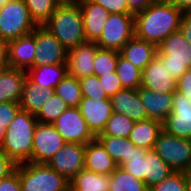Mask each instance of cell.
Segmentation results:
<instances>
[{
	"label": "cell",
	"instance_id": "obj_1",
	"mask_svg": "<svg viewBox=\"0 0 191 191\" xmlns=\"http://www.w3.org/2000/svg\"><path fill=\"white\" fill-rule=\"evenodd\" d=\"M183 14L167 0L152 1L134 14L135 36L158 46L169 35L179 31Z\"/></svg>",
	"mask_w": 191,
	"mask_h": 191
},
{
	"label": "cell",
	"instance_id": "obj_2",
	"mask_svg": "<svg viewBox=\"0 0 191 191\" xmlns=\"http://www.w3.org/2000/svg\"><path fill=\"white\" fill-rule=\"evenodd\" d=\"M38 121L20 110L6 129L0 149L16 164L32 162V142Z\"/></svg>",
	"mask_w": 191,
	"mask_h": 191
},
{
	"label": "cell",
	"instance_id": "obj_3",
	"mask_svg": "<svg viewBox=\"0 0 191 191\" xmlns=\"http://www.w3.org/2000/svg\"><path fill=\"white\" fill-rule=\"evenodd\" d=\"M43 26L60 41L67 51L86 42L83 17L78 2L58 5Z\"/></svg>",
	"mask_w": 191,
	"mask_h": 191
},
{
	"label": "cell",
	"instance_id": "obj_4",
	"mask_svg": "<svg viewBox=\"0 0 191 191\" xmlns=\"http://www.w3.org/2000/svg\"><path fill=\"white\" fill-rule=\"evenodd\" d=\"M15 170L22 191H66L69 187V180L47 163H22Z\"/></svg>",
	"mask_w": 191,
	"mask_h": 191
},
{
	"label": "cell",
	"instance_id": "obj_5",
	"mask_svg": "<svg viewBox=\"0 0 191 191\" xmlns=\"http://www.w3.org/2000/svg\"><path fill=\"white\" fill-rule=\"evenodd\" d=\"M37 26L24 0H12L0 8V41L7 43L28 35Z\"/></svg>",
	"mask_w": 191,
	"mask_h": 191
},
{
	"label": "cell",
	"instance_id": "obj_6",
	"mask_svg": "<svg viewBox=\"0 0 191 191\" xmlns=\"http://www.w3.org/2000/svg\"><path fill=\"white\" fill-rule=\"evenodd\" d=\"M157 55L176 81L191 69V44L180 31L172 33L157 46Z\"/></svg>",
	"mask_w": 191,
	"mask_h": 191
},
{
	"label": "cell",
	"instance_id": "obj_7",
	"mask_svg": "<svg viewBox=\"0 0 191 191\" xmlns=\"http://www.w3.org/2000/svg\"><path fill=\"white\" fill-rule=\"evenodd\" d=\"M153 150L174 172H187L191 160V140L167 134L162 130Z\"/></svg>",
	"mask_w": 191,
	"mask_h": 191
},
{
	"label": "cell",
	"instance_id": "obj_8",
	"mask_svg": "<svg viewBox=\"0 0 191 191\" xmlns=\"http://www.w3.org/2000/svg\"><path fill=\"white\" fill-rule=\"evenodd\" d=\"M135 36L133 13L110 14L101 36L95 42L99 48L120 51Z\"/></svg>",
	"mask_w": 191,
	"mask_h": 191
},
{
	"label": "cell",
	"instance_id": "obj_9",
	"mask_svg": "<svg viewBox=\"0 0 191 191\" xmlns=\"http://www.w3.org/2000/svg\"><path fill=\"white\" fill-rule=\"evenodd\" d=\"M35 45L33 67L67 64L68 51L46 27L35 28Z\"/></svg>",
	"mask_w": 191,
	"mask_h": 191
},
{
	"label": "cell",
	"instance_id": "obj_10",
	"mask_svg": "<svg viewBox=\"0 0 191 191\" xmlns=\"http://www.w3.org/2000/svg\"><path fill=\"white\" fill-rule=\"evenodd\" d=\"M52 124L66 142L86 145L96 138L88 129L79 107H68Z\"/></svg>",
	"mask_w": 191,
	"mask_h": 191
},
{
	"label": "cell",
	"instance_id": "obj_11",
	"mask_svg": "<svg viewBox=\"0 0 191 191\" xmlns=\"http://www.w3.org/2000/svg\"><path fill=\"white\" fill-rule=\"evenodd\" d=\"M172 105V112L162 122L163 130L167 134L191 140V100L175 90Z\"/></svg>",
	"mask_w": 191,
	"mask_h": 191
},
{
	"label": "cell",
	"instance_id": "obj_12",
	"mask_svg": "<svg viewBox=\"0 0 191 191\" xmlns=\"http://www.w3.org/2000/svg\"><path fill=\"white\" fill-rule=\"evenodd\" d=\"M65 143L53 124L38 122L32 142V162L47 163Z\"/></svg>",
	"mask_w": 191,
	"mask_h": 191
},
{
	"label": "cell",
	"instance_id": "obj_13",
	"mask_svg": "<svg viewBox=\"0 0 191 191\" xmlns=\"http://www.w3.org/2000/svg\"><path fill=\"white\" fill-rule=\"evenodd\" d=\"M84 158L85 145L66 142L47 164L70 181L84 169Z\"/></svg>",
	"mask_w": 191,
	"mask_h": 191
},
{
	"label": "cell",
	"instance_id": "obj_14",
	"mask_svg": "<svg viewBox=\"0 0 191 191\" xmlns=\"http://www.w3.org/2000/svg\"><path fill=\"white\" fill-rule=\"evenodd\" d=\"M98 48L95 42L86 41L70 49L67 55L68 75L76 79L94 75V58Z\"/></svg>",
	"mask_w": 191,
	"mask_h": 191
},
{
	"label": "cell",
	"instance_id": "obj_15",
	"mask_svg": "<svg viewBox=\"0 0 191 191\" xmlns=\"http://www.w3.org/2000/svg\"><path fill=\"white\" fill-rule=\"evenodd\" d=\"M78 107L87 123L88 129L95 137L102 133L107 121L113 113L109 98L97 100L83 97Z\"/></svg>",
	"mask_w": 191,
	"mask_h": 191
},
{
	"label": "cell",
	"instance_id": "obj_16",
	"mask_svg": "<svg viewBox=\"0 0 191 191\" xmlns=\"http://www.w3.org/2000/svg\"><path fill=\"white\" fill-rule=\"evenodd\" d=\"M35 48V30L28 35L7 42L9 67L24 71L32 68Z\"/></svg>",
	"mask_w": 191,
	"mask_h": 191
},
{
	"label": "cell",
	"instance_id": "obj_17",
	"mask_svg": "<svg viewBox=\"0 0 191 191\" xmlns=\"http://www.w3.org/2000/svg\"><path fill=\"white\" fill-rule=\"evenodd\" d=\"M141 86L164 93H173L176 90V80L169 75L165 64L157 54L142 71Z\"/></svg>",
	"mask_w": 191,
	"mask_h": 191
},
{
	"label": "cell",
	"instance_id": "obj_18",
	"mask_svg": "<svg viewBox=\"0 0 191 191\" xmlns=\"http://www.w3.org/2000/svg\"><path fill=\"white\" fill-rule=\"evenodd\" d=\"M86 41L96 42L102 34L110 13L100 4L90 0H78Z\"/></svg>",
	"mask_w": 191,
	"mask_h": 191
},
{
	"label": "cell",
	"instance_id": "obj_19",
	"mask_svg": "<svg viewBox=\"0 0 191 191\" xmlns=\"http://www.w3.org/2000/svg\"><path fill=\"white\" fill-rule=\"evenodd\" d=\"M112 111L123 114L134 122L148 119L137 89H122L110 98Z\"/></svg>",
	"mask_w": 191,
	"mask_h": 191
},
{
	"label": "cell",
	"instance_id": "obj_20",
	"mask_svg": "<svg viewBox=\"0 0 191 191\" xmlns=\"http://www.w3.org/2000/svg\"><path fill=\"white\" fill-rule=\"evenodd\" d=\"M137 90L148 118L163 122L172 112V93L156 92L142 86Z\"/></svg>",
	"mask_w": 191,
	"mask_h": 191
},
{
	"label": "cell",
	"instance_id": "obj_21",
	"mask_svg": "<svg viewBox=\"0 0 191 191\" xmlns=\"http://www.w3.org/2000/svg\"><path fill=\"white\" fill-rule=\"evenodd\" d=\"M117 164L95 138L85 145L84 168L97 174L110 175Z\"/></svg>",
	"mask_w": 191,
	"mask_h": 191
},
{
	"label": "cell",
	"instance_id": "obj_22",
	"mask_svg": "<svg viewBox=\"0 0 191 191\" xmlns=\"http://www.w3.org/2000/svg\"><path fill=\"white\" fill-rule=\"evenodd\" d=\"M119 54L143 71L156 56L157 46L134 36L123 46Z\"/></svg>",
	"mask_w": 191,
	"mask_h": 191
},
{
	"label": "cell",
	"instance_id": "obj_23",
	"mask_svg": "<svg viewBox=\"0 0 191 191\" xmlns=\"http://www.w3.org/2000/svg\"><path fill=\"white\" fill-rule=\"evenodd\" d=\"M26 78V71L21 69L8 67L0 71V103H19Z\"/></svg>",
	"mask_w": 191,
	"mask_h": 191
},
{
	"label": "cell",
	"instance_id": "obj_24",
	"mask_svg": "<svg viewBox=\"0 0 191 191\" xmlns=\"http://www.w3.org/2000/svg\"><path fill=\"white\" fill-rule=\"evenodd\" d=\"M163 130L162 122L156 119H146L134 123L128 140L136 147L146 150L154 148L159 133Z\"/></svg>",
	"mask_w": 191,
	"mask_h": 191
},
{
	"label": "cell",
	"instance_id": "obj_25",
	"mask_svg": "<svg viewBox=\"0 0 191 191\" xmlns=\"http://www.w3.org/2000/svg\"><path fill=\"white\" fill-rule=\"evenodd\" d=\"M27 78L34 84L53 89L68 74L67 64H53L32 67L26 71Z\"/></svg>",
	"mask_w": 191,
	"mask_h": 191
},
{
	"label": "cell",
	"instance_id": "obj_26",
	"mask_svg": "<svg viewBox=\"0 0 191 191\" xmlns=\"http://www.w3.org/2000/svg\"><path fill=\"white\" fill-rule=\"evenodd\" d=\"M53 92V89L34 84L26 78L23 85L21 100L19 102L21 110L36 115L45 102L51 98Z\"/></svg>",
	"mask_w": 191,
	"mask_h": 191
},
{
	"label": "cell",
	"instance_id": "obj_27",
	"mask_svg": "<svg viewBox=\"0 0 191 191\" xmlns=\"http://www.w3.org/2000/svg\"><path fill=\"white\" fill-rule=\"evenodd\" d=\"M174 171L153 150H147L143 159V181L148 188L161 183Z\"/></svg>",
	"mask_w": 191,
	"mask_h": 191
},
{
	"label": "cell",
	"instance_id": "obj_28",
	"mask_svg": "<svg viewBox=\"0 0 191 191\" xmlns=\"http://www.w3.org/2000/svg\"><path fill=\"white\" fill-rule=\"evenodd\" d=\"M96 139L102 144L117 166L121 167L129 161L132 150L136 147L128 138L97 135Z\"/></svg>",
	"mask_w": 191,
	"mask_h": 191
},
{
	"label": "cell",
	"instance_id": "obj_29",
	"mask_svg": "<svg viewBox=\"0 0 191 191\" xmlns=\"http://www.w3.org/2000/svg\"><path fill=\"white\" fill-rule=\"evenodd\" d=\"M110 175L97 174L87 169H82L69 186L75 191H109Z\"/></svg>",
	"mask_w": 191,
	"mask_h": 191
},
{
	"label": "cell",
	"instance_id": "obj_30",
	"mask_svg": "<svg viewBox=\"0 0 191 191\" xmlns=\"http://www.w3.org/2000/svg\"><path fill=\"white\" fill-rule=\"evenodd\" d=\"M109 191H148L143 180L129 174L123 167L117 166L110 174Z\"/></svg>",
	"mask_w": 191,
	"mask_h": 191
},
{
	"label": "cell",
	"instance_id": "obj_31",
	"mask_svg": "<svg viewBox=\"0 0 191 191\" xmlns=\"http://www.w3.org/2000/svg\"><path fill=\"white\" fill-rule=\"evenodd\" d=\"M69 107H78L83 96L79 79L66 75L53 90Z\"/></svg>",
	"mask_w": 191,
	"mask_h": 191
},
{
	"label": "cell",
	"instance_id": "obj_32",
	"mask_svg": "<svg viewBox=\"0 0 191 191\" xmlns=\"http://www.w3.org/2000/svg\"><path fill=\"white\" fill-rule=\"evenodd\" d=\"M116 73L125 89H138L142 85V70L124 59L120 54L118 56Z\"/></svg>",
	"mask_w": 191,
	"mask_h": 191
},
{
	"label": "cell",
	"instance_id": "obj_33",
	"mask_svg": "<svg viewBox=\"0 0 191 191\" xmlns=\"http://www.w3.org/2000/svg\"><path fill=\"white\" fill-rule=\"evenodd\" d=\"M24 3L38 26H43L58 7L55 0H24Z\"/></svg>",
	"mask_w": 191,
	"mask_h": 191
},
{
	"label": "cell",
	"instance_id": "obj_34",
	"mask_svg": "<svg viewBox=\"0 0 191 191\" xmlns=\"http://www.w3.org/2000/svg\"><path fill=\"white\" fill-rule=\"evenodd\" d=\"M69 106L55 92L35 115L40 123L52 124Z\"/></svg>",
	"mask_w": 191,
	"mask_h": 191
},
{
	"label": "cell",
	"instance_id": "obj_35",
	"mask_svg": "<svg viewBox=\"0 0 191 191\" xmlns=\"http://www.w3.org/2000/svg\"><path fill=\"white\" fill-rule=\"evenodd\" d=\"M134 123L129 117L113 112L104 130L99 135L128 138Z\"/></svg>",
	"mask_w": 191,
	"mask_h": 191
},
{
	"label": "cell",
	"instance_id": "obj_36",
	"mask_svg": "<svg viewBox=\"0 0 191 191\" xmlns=\"http://www.w3.org/2000/svg\"><path fill=\"white\" fill-rule=\"evenodd\" d=\"M119 51L98 48L94 58V75L99 77L116 72Z\"/></svg>",
	"mask_w": 191,
	"mask_h": 191
},
{
	"label": "cell",
	"instance_id": "obj_37",
	"mask_svg": "<svg viewBox=\"0 0 191 191\" xmlns=\"http://www.w3.org/2000/svg\"><path fill=\"white\" fill-rule=\"evenodd\" d=\"M148 191H187V173L174 172L161 183L148 188Z\"/></svg>",
	"mask_w": 191,
	"mask_h": 191
},
{
	"label": "cell",
	"instance_id": "obj_38",
	"mask_svg": "<svg viewBox=\"0 0 191 191\" xmlns=\"http://www.w3.org/2000/svg\"><path fill=\"white\" fill-rule=\"evenodd\" d=\"M83 97L93 98L97 100H105L109 97L105 90L102 89L99 79L95 75L82 77L79 79Z\"/></svg>",
	"mask_w": 191,
	"mask_h": 191
},
{
	"label": "cell",
	"instance_id": "obj_39",
	"mask_svg": "<svg viewBox=\"0 0 191 191\" xmlns=\"http://www.w3.org/2000/svg\"><path fill=\"white\" fill-rule=\"evenodd\" d=\"M146 149L135 147L129 157V161L122 167L131 175L139 180H143V159L146 154Z\"/></svg>",
	"mask_w": 191,
	"mask_h": 191
},
{
	"label": "cell",
	"instance_id": "obj_40",
	"mask_svg": "<svg viewBox=\"0 0 191 191\" xmlns=\"http://www.w3.org/2000/svg\"><path fill=\"white\" fill-rule=\"evenodd\" d=\"M98 79L102 89L105 90L109 98L118 91L124 89L116 72H110L109 74L99 76Z\"/></svg>",
	"mask_w": 191,
	"mask_h": 191
},
{
	"label": "cell",
	"instance_id": "obj_41",
	"mask_svg": "<svg viewBox=\"0 0 191 191\" xmlns=\"http://www.w3.org/2000/svg\"><path fill=\"white\" fill-rule=\"evenodd\" d=\"M21 110L20 103L2 102L0 103V126L8 128L17 113Z\"/></svg>",
	"mask_w": 191,
	"mask_h": 191
},
{
	"label": "cell",
	"instance_id": "obj_42",
	"mask_svg": "<svg viewBox=\"0 0 191 191\" xmlns=\"http://www.w3.org/2000/svg\"><path fill=\"white\" fill-rule=\"evenodd\" d=\"M102 5L110 14L132 13L128 0H90Z\"/></svg>",
	"mask_w": 191,
	"mask_h": 191
},
{
	"label": "cell",
	"instance_id": "obj_43",
	"mask_svg": "<svg viewBox=\"0 0 191 191\" xmlns=\"http://www.w3.org/2000/svg\"><path fill=\"white\" fill-rule=\"evenodd\" d=\"M0 191H22L19 174L16 170L0 180Z\"/></svg>",
	"mask_w": 191,
	"mask_h": 191
},
{
	"label": "cell",
	"instance_id": "obj_44",
	"mask_svg": "<svg viewBox=\"0 0 191 191\" xmlns=\"http://www.w3.org/2000/svg\"><path fill=\"white\" fill-rule=\"evenodd\" d=\"M176 90L191 100V69H188L177 81Z\"/></svg>",
	"mask_w": 191,
	"mask_h": 191
},
{
	"label": "cell",
	"instance_id": "obj_45",
	"mask_svg": "<svg viewBox=\"0 0 191 191\" xmlns=\"http://www.w3.org/2000/svg\"><path fill=\"white\" fill-rule=\"evenodd\" d=\"M16 164L0 149V180L16 169Z\"/></svg>",
	"mask_w": 191,
	"mask_h": 191
},
{
	"label": "cell",
	"instance_id": "obj_46",
	"mask_svg": "<svg viewBox=\"0 0 191 191\" xmlns=\"http://www.w3.org/2000/svg\"><path fill=\"white\" fill-rule=\"evenodd\" d=\"M179 31L191 44V12H185L181 19Z\"/></svg>",
	"mask_w": 191,
	"mask_h": 191
},
{
	"label": "cell",
	"instance_id": "obj_47",
	"mask_svg": "<svg viewBox=\"0 0 191 191\" xmlns=\"http://www.w3.org/2000/svg\"><path fill=\"white\" fill-rule=\"evenodd\" d=\"M153 0H128L130 11L135 14L142 11L146 6H148Z\"/></svg>",
	"mask_w": 191,
	"mask_h": 191
},
{
	"label": "cell",
	"instance_id": "obj_48",
	"mask_svg": "<svg viewBox=\"0 0 191 191\" xmlns=\"http://www.w3.org/2000/svg\"><path fill=\"white\" fill-rule=\"evenodd\" d=\"M7 43L0 41V71L8 68Z\"/></svg>",
	"mask_w": 191,
	"mask_h": 191
},
{
	"label": "cell",
	"instance_id": "obj_49",
	"mask_svg": "<svg viewBox=\"0 0 191 191\" xmlns=\"http://www.w3.org/2000/svg\"><path fill=\"white\" fill-rule=\"evenodd\" d=\"M183 13L191 12V0H167Z\"/></svg>",
	"mask_w": 191,
	"mask_h": 191
},
{
	"label": "cell",
	"instance_id": "obj_50",
	"mask_svg": "<svg viewBox=\"0 0 191 191\" xmlns=\"http://www.w3.org/2000/svg\"><path fill=\"white\" fill-rule=\"evenodd\" d=\"M5 133L6 129L4 126H0V146L2 145L4 139H5Z\"/></svg>",
	"mask_w": 191,
	"mask_h": 191
},
{
	"label": "cell",
	"instance_id": "obj_51",
	"mask_svg": "<svg viewBox=\"0 0 191 191\" xmlns=\"http://www.w3.org/2000/svg\"><path fill=\"white\" fill-rule=\"evenodd\" d=\"M58 5L76 3L78 0H55Z\"/></svg>",
	"mask_w": 191,
	"mask_h": 191
},
{
	"label": "cell",
	"instance_id": "obj_52",
	"mask_svg": "<svg viewBox=\"0 0 191 191\" xmlns=\"http://www.w3.org/2000/svg\"><path fill=\"white\" fill-rule=\"evenodd\" d=\"M187 191H191V175L187 174Z\"/></svg>",
	"mask_w": 191,
	"mask_h": 191
},
{
	"label": "cell",
	"instance_id": "obj_53",
	"mask_svg": "<svg viewBox=\"0 0 191 191\" xmlns=\"http://www.w3.org/2000/svg\"><path fill=\"white\" fill-rule=\"evenodd\" d=\"M10 1H12V0H0V8L5 6Z\"/></svg>",
	"mask_w": 191,
	"mask_h": 191
},
{
	"label": "cell",
	"instance_id": "obj_54",
	"mask_svg": "<svg viewBox=\"0 0 191 191\" xmlns=\"http://www.w3.org/2000/svg\"><path fill=\"white\" fill-rule=\"evenodd\" d=\"M187 174L191 175V160H190V164L188 166V170L186 172Z\"/></svg>",
	"mask_w": 191,
	"mask_h": 191
},
{
	"label": "cell",
	"instance_id": "obj_55",
	"mask_svg": "<svg viewBox=\"0 0 191 191\" xmlns=\"http://www.w3.org/2000/svg\"><path fill=\"white\" fill-rule=\"evenodd\" d=\"M68 190H69V191H75V190H73L70 186L68 187Z\"/></svg>",
	"mask_w": 191,
	"mask_h": 191
}]
</instances>
